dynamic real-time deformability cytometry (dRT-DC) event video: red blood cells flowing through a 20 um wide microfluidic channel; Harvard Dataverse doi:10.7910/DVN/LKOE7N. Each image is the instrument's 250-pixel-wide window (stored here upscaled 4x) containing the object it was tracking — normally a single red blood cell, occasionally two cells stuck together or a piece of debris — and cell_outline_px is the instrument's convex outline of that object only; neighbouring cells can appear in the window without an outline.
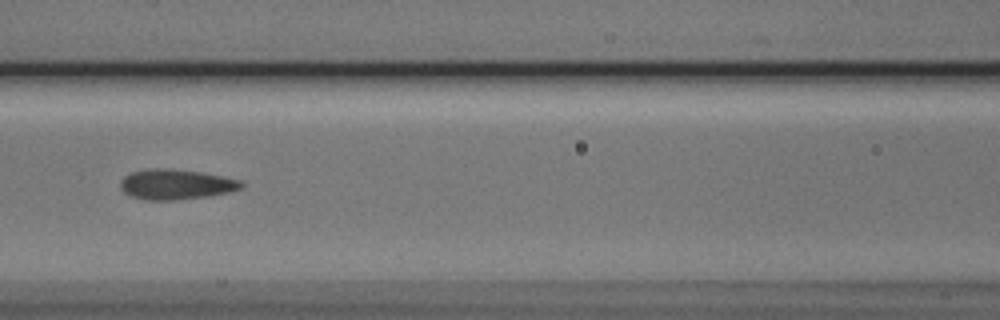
{"species": "Egyptian fruit bat (a non-hibernating species)", "species_latin": "Rousettus aegyptiacus", "temperature_condition": "cold", "stored_images_in_passage": 8, "camera_frame_rate_fps": 3000, "um_per_image_px": 0.085, "animal": {"sex": "male"}, "frame": {"image": 1, "passage_image": 6, "time_ms": 5.667, "image_size_px": [1000, 320], "cell_outline_px": [[244, 188], [212, 196], [176, 200], [144, 200], [132, 196], [124, 192], [120, 188], [120, 180], [124, 176], [132, 172], [152, 168], [168, 168], [200, 172], [224, 176], [240, 180], [244, 184]], "centroid_in_image_um": [14.98, 15.68], "position_along_channel_um": 151.6, "area_um2": 21.5}}
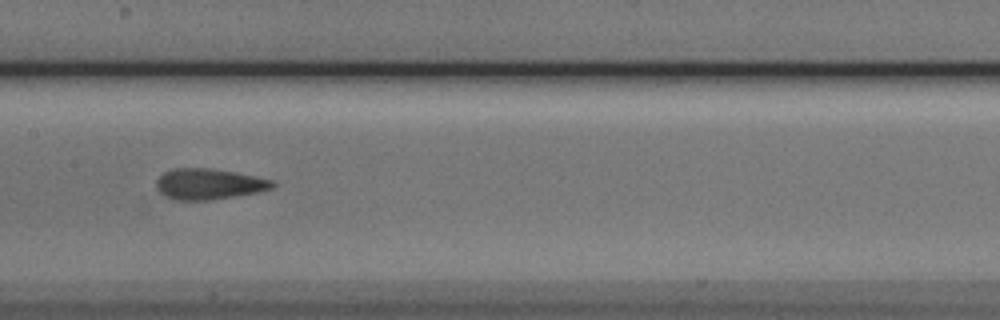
{"frame": {"image": 2, "passage_image": 7, "time_ms": 6.667, "image_size_px": [1000, 320], "cell_outline_px": [[276, 184], [272, 188], [256, 192], [236, 196], [212, 200], [176, 200], [164, 196], [156, 188], [156, 180], [164, 172], [172, 168], [212, 168], [272, 180]], "centroid_in_image_um": [17.7, 15.65], "position_along_channel_um": 189.7, "area_um2": 20.75}}